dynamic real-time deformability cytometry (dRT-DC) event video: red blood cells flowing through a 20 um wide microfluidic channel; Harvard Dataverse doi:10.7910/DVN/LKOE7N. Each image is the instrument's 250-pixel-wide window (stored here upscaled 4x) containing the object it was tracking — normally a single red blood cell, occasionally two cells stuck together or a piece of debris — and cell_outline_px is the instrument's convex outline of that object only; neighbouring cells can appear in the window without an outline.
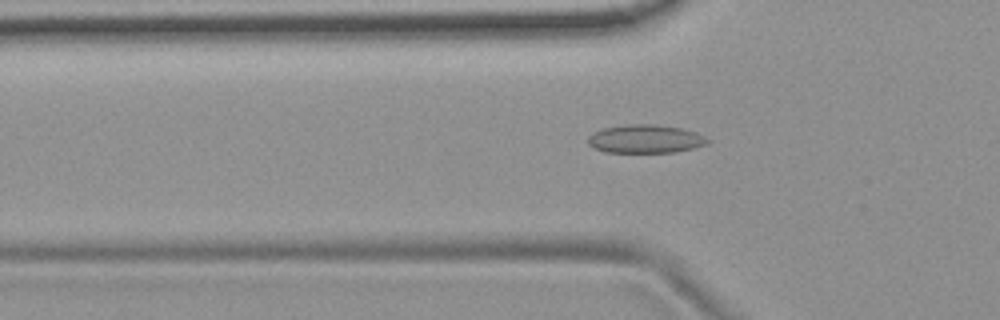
{"species": "common noctule bat (a hibernating species)", "species_latin": "Nyctalus noctula", "temperature_condition": "room temperature", "stored_images_in_passage": 53, "camera_frame_rate_fps": 3000, "um_per_image_px": 0.085, "animal": {"sex": "female", "body_mass_g": 19.9}, "frame": {"image": 1, "passage_image": 17, "time_ms": 5.333, "image_size_px": [1000, 320], "cell_outline_px": [[712, 140], [708, 144], [676, 152], [604, 152], [592, 148], [588, 144], [588, 136], [592, 132], [600, 128], [628, 124], [656, 124], [680, 128], [696, 132]], "centroid_in_image_um": [54.83, 11.8], "position_along_channel_um": 71.0, "area_um2": 20.06}}
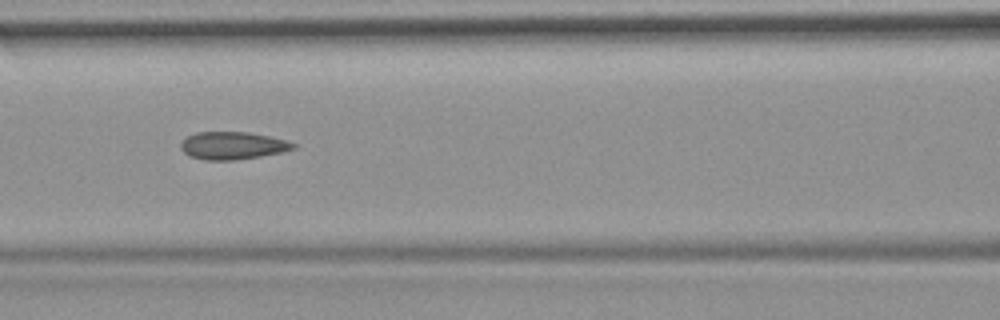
{"frame": {"image": 2, "passage_image": 23, "time_ms": 7.333, "image_size_px": [1000, 320], "cell_outline_px": [[296, 148], [284, 152], [260, 156], [232, 160], [204, 160], [188, 156], [180, 148], [180, 144], [188, 136], [196, 132], [248, 132], [268, 136], [284, 140], [296, 144]], "centroid_in_image_um": [19.76, 12.38], "position_along_channel_um": 146.8, "area_um2": 18.03}}
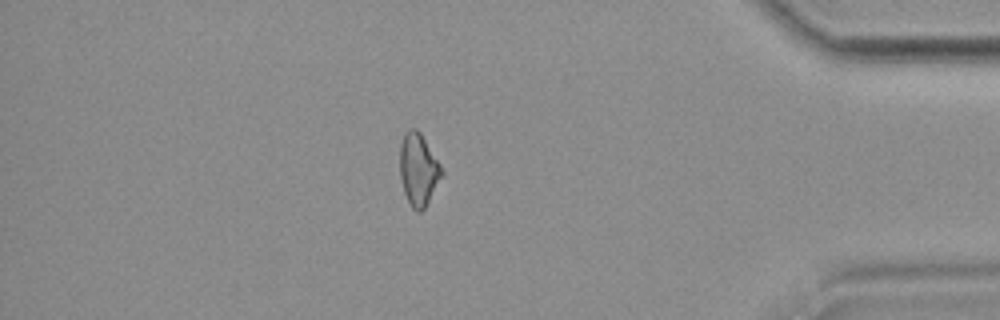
{"frame": {"image": 3, "passage_image": 46, "time_ms": 15.0, "image_size_px": [1000, 320], "cell_outline_px": [[444, 172], [424, 208], [420, 212], [416, 212], [412, 208], [404, 192], [400, 176], [400, 144], [408, 128], [416, 128], [420, 132], [440, 164]], "centroid_in_image_um": [35.55, 14.4], "position_along_channel_um": 399.6, "area_um2": 17.34}, "authors_computed_cell_mechanics": {"area_um2": 18.2648, "velocity_mm_per_s": 3.7655, "shape_relaxation_time_tau1_ms": null, "shape_relaxation_time_tau2_ms": 2.4826, "deformation_change_tau1": null, "deformation_change_tau2": 0.0898}}